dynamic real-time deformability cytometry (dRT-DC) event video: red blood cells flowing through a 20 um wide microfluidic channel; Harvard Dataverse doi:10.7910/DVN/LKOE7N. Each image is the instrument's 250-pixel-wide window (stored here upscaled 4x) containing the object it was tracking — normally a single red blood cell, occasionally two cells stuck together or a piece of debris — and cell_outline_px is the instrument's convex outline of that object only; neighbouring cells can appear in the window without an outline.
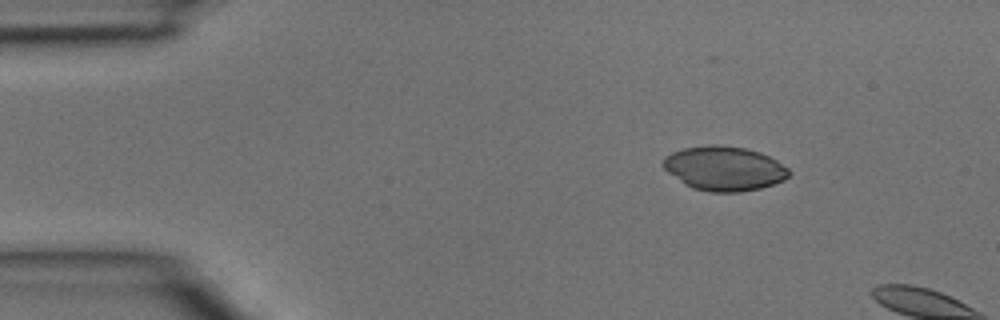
{"species": "common noctule bat (a hibernating species)", "species_latin": "Nyctalus noctula", "temperature_condition": "room temperature", "stored_images_in_passage": 5, "camera_frame_rate_fps": 3000, "um_per_image_px": 0.085, "animal": {"sex": "male", "body_mass_g": 15.6}, "frame": {"image": 1, "passage_image": 1, "time_ms": 0.0, "image_size_px": [1000, 320], "cell_outline_px": [[792, 172], [784, 180], [760, 188], [740, 192], [708, 192], [692, 188], [684, 184], [668, 172], [664, 168], [664, 156], [672, 152], [684, 148], [708, 144], [720, 144], [744, 148], [760, 152], [776, 160], [788, 168]], "centroid_in_image_um": [61.56, 14.31], "position_along_channel_um": 23.4, "area_um2": 32.6}}
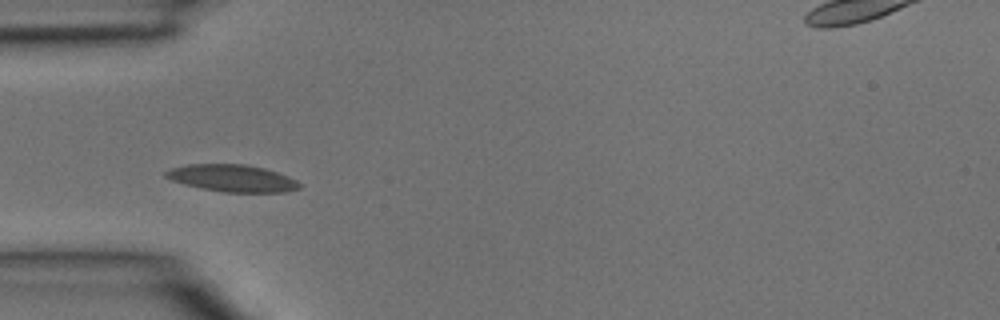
{"frame": {"image": 2, "passage_image": 4, "time_ms": 1.0, "image_size_px": [1000, 320], "cell_outline_px": [[300, 188], [288, 192], [220, 192], [200, 188], [184, 184], [172, 180], [164, 176], [164, 172], [172, 168], [188, 164], [244, 164], [264, 168], [288, 176], [296, 180], [300, 184]], "centroid_in_image_um": [19.74, 15.15], "position_along_channel_um": 65.3, "area_um2": 21.1}}